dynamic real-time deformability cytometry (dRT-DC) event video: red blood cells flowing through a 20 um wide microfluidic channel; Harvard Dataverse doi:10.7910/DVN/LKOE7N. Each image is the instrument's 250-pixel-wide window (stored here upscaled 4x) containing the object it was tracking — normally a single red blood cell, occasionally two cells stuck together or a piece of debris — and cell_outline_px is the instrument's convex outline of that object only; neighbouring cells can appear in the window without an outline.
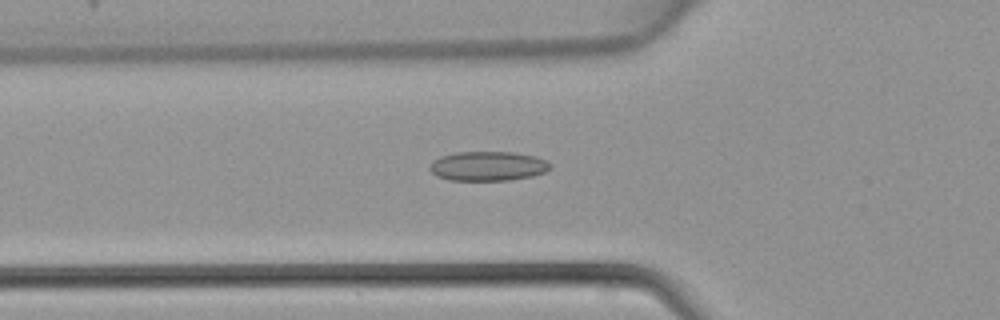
{"species": "common noctule bat (a hibernating species)", "species_latin": "Nyctalus noctula", "temperature_condition": "warm", "stored_images_in_passage": 45, "camera_frame_rate_fps": 3000, "um_per_image_px": 0.085, "animal": {"sex": "female", "body_mass_g": 22.7, "forearm_length_mm": 54.2}, "frame": {"image": 1, "passage_image": 16, "time_ms": 5.0, "image_size_px": [1000, 320], "cell_outline_px": [[552, 168], [544, 172], [532, 176], [508, 180], [448, 180], [436, 176], [428, 168], [432, 160], [440, 156], [456, 152], [512, 152], [536, 156], [548, 160], [552, 164]], "centroid_in_image_um": [41.48, 14.11], "position_along_channel_um": 84.3, "area_um2": 20.92}}
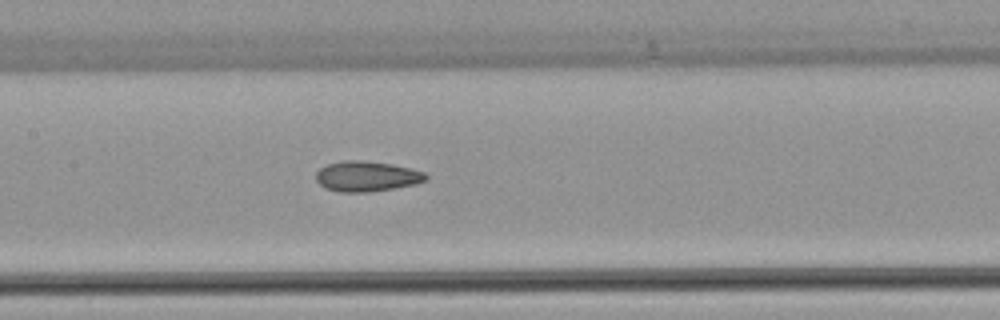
{"frame": {"image": 2, "passage_image": 22, "time_ms": 7.0, "image_size_px": [1000, 320], "cell_outline_px": [[428, 180], [416, 184], [368, 192], [340, 192], [324, 188], [316, 180], [316, 172], [320, 168], [328, 164], [344, 160], [364, 160], [392, 164], [424, 172], [428, 176]], "centroid_in_image_um": [31.16, 14.98], "position_along_channel_um": 176.2, "area_um2": 19.42}}
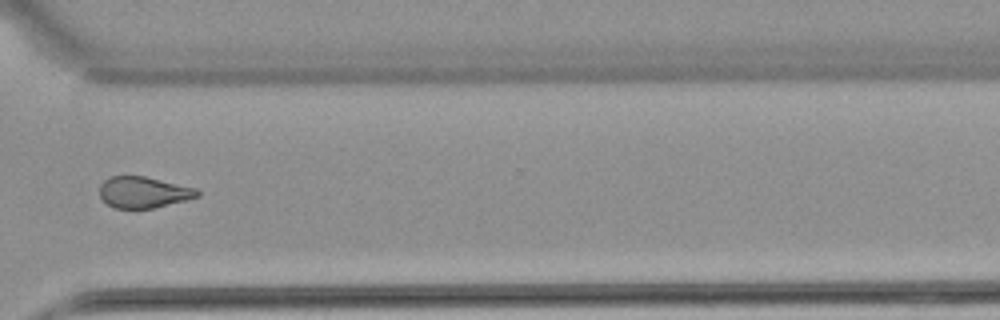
{"frame": {"image": 3, "passage_image": 34, "time_ms": 11.0, "image_size_px": [1000, 320], "cell_outline_px": [[200, 196], [188, 200], [152, 208], [116, 208], [108, 204], [100, 196], [100, 184], [108, 176], [144, 176], [196, 188], [200, 192]], "centroid_in_image_um": [12.21, 16.34], "position_along_channel_um": 358.4, "area_um2": 17.74}}